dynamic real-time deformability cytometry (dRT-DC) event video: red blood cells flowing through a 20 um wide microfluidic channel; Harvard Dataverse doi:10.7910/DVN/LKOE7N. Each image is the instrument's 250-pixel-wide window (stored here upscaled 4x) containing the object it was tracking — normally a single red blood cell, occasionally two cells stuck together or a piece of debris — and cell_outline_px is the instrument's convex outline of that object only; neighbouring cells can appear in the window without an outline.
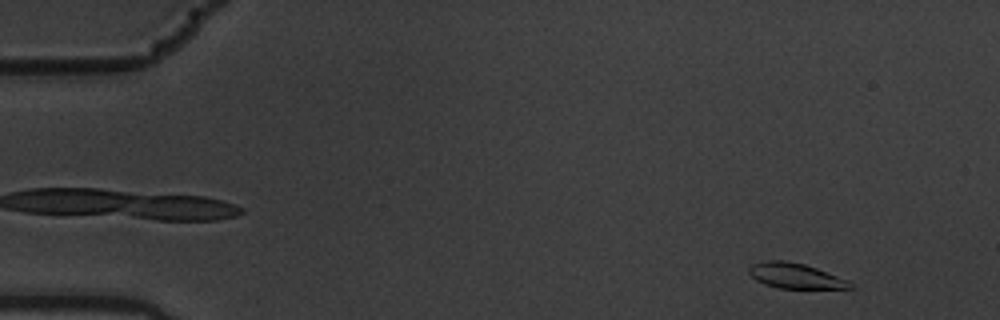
{"species": "common noctule bat (a hibernating species)", "species_latin": "Nyctalus noctula", "temperature_condition": "warm", "stored_images_in_passage": 4, "camera_frame_rate_fps": 3000, "um_per_image_px": 0.085, "animal": {"sex": "male", "body_mass_g": 19.5, "forearm_length_mm": 54.6}, "frame": {"image": 1, "passage_image": 1, "time_ms": 0.0, "image_size_px": [1000, 320], "cell_outline_px": [[856, 288], [780, 288], [764, 284], [756, 280], [748, 272], [748, 268], [752, 264], [764, 260], [784, 260], [804, 264], [816, 268], [848, 280], [856, 284]], "centroid_in_image_um": [67.62, 23.44], "position_along_channel_um": 17.4, "area_um2": 14.91}}
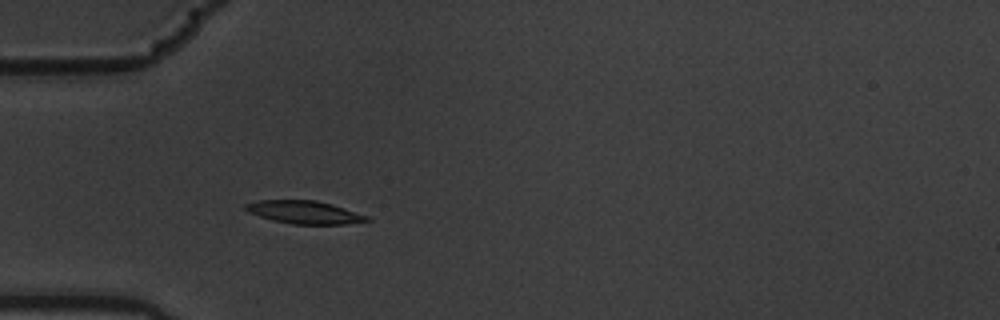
{"frame": {"image": 2, "passage_image": 4, "time_ms": 1.0, "image_size_px": [1000, 320], "cell_outline_px": [[372, 220], [344, 224], [292, 224], [260, 216], [248, 212], [244, 208], [244, 204], [260, 200], [316, 200], [332, 204], [368, 216]], "centroid_in_image_um": [25.88, 18.03], "position_along_channel_um": 59.1, "area_um2": 16.01}}